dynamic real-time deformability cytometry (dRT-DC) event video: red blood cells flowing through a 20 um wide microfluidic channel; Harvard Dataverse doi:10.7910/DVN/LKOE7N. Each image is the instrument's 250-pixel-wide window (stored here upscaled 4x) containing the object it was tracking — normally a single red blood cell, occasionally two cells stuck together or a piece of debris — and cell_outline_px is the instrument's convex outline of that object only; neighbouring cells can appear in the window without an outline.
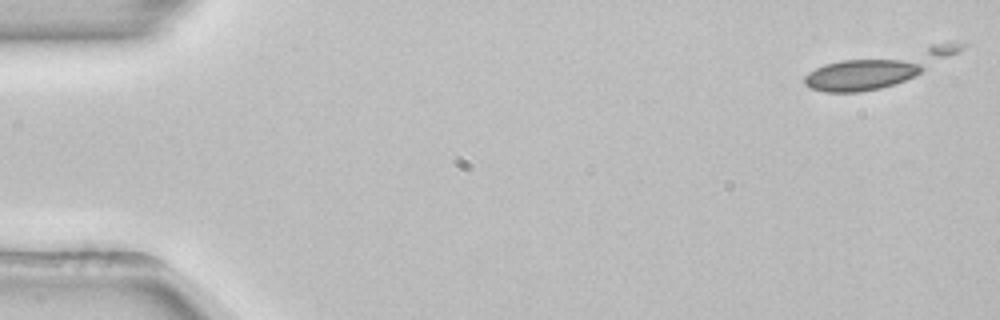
{"species": "common noctule bat (a hibernating species)", "species_latin": "Nyctalus noctula", "temperature_condition": "room temperature", "stored_images_in_passage": 21, "camera_frame_rate_fps": 3000, "um_per_image_px": 0.085, "animal": {"sex": "female", "body_mass_g": 22.7, "forearm_length_mm": 54.2}, "frame": {"image": 1, "passage_image": 1, "time_ms": 0.0, "image_size_px": [1000, 320], "cell_outline_px": [[968, 44], [964, 48], [920, 72], [904, 80], [880, 88], [860, 92], [824, 92], [812, 88], [804, 84], [804, 76], [808, 72], [824, 64], [840, 60], [932, 44]], "centroid_in_image_um": [74.57, 5.84], "position_along_channel_um": 10.4, "area_um2": 30.29}}
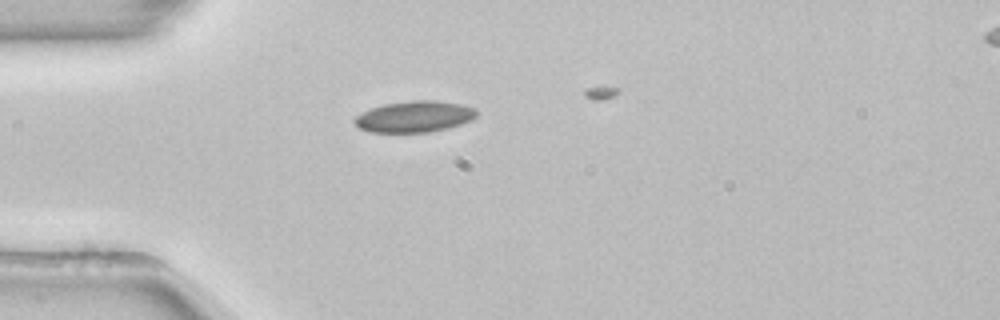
{"frame": {"image": 2, "passage_image": 13, "time_ms": 4.0, "image_size_px": [1000, 320], "cell_outline_px": [[476, 116], [472, 120], [448, 128], [428, 132], [372, 132], [360, 128], [352, 120], [360, 112], [384, 104], [412, 100], [436, 100], [460, 104], [476, 108]], "centroid_in_image_um": [35.22, 9.9], "position_along_channel_um": 49.8, "area_um2": 22.2}}